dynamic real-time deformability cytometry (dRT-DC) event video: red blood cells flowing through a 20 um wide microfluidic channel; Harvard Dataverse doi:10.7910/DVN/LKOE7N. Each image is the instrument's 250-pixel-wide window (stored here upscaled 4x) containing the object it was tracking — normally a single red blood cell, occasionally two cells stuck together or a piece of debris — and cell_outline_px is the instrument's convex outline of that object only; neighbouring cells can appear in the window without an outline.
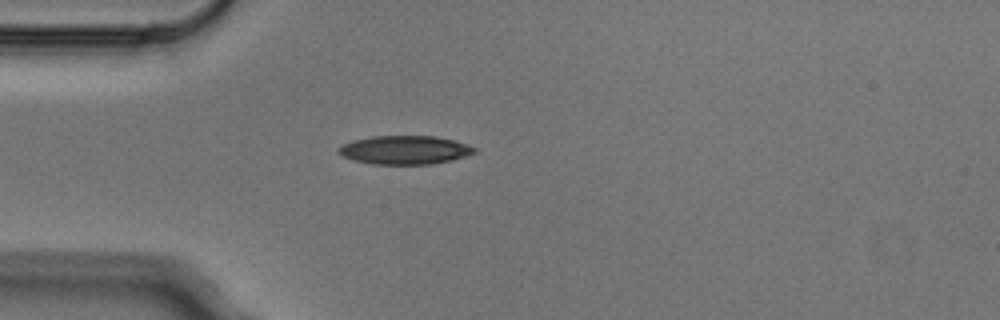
{"species": "Egyptian fruit bat (a non-hibernating species)", "species_latin": "Rousettus aegyptiacus", "temperature_condition": "cold", "stored_images_in_passage": 1, "camera_frame_rate_fps": 3000, "um_per_image_px": 0.085, "animal": {"sex": "male"}, "frame": {"image": 1, "passage_image": 1, "time_ms": 0.0, "image_size_px": [1000, 320], "cell_outline_px": [[476, 152], [452, 160], [432, 164], [372, 164], [356, 160], [344, 156], [336, 148], [352, 140], [372, 136], [436, 136], [468, 144], [476, 148]], "centroid_in_image_um": [34.43, 12.74], "position_along_channel_um": 50.6, "area_um2": 22.48}}